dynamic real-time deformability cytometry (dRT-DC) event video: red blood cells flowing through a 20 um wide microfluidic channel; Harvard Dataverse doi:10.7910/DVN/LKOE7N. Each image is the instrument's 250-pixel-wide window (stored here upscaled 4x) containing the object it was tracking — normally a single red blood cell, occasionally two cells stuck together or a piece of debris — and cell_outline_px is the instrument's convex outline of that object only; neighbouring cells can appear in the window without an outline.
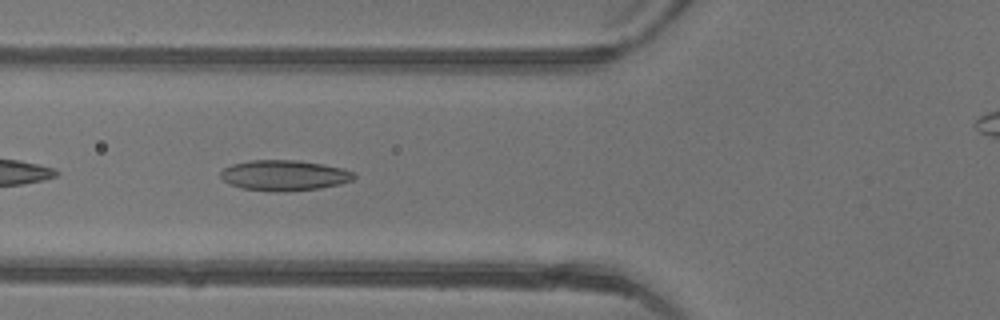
{"species": "common noctule bat (a hibernating species)", "species_latin": "Nyctalus noctula", "temperature_condition": "warm", "stored_images_in_passage": 43, "camera_frame_rate_fps": 3000, "um_per_image_px": 0.085, "animal": {"sex": "female"}, "frame": {"image": 1, "passage_image": 18, "time_ms": 5.667, "image_size_px": [1000, 320], "cell_outline_px": [[356, 176], [352, 180], [340, 184], [320, 188], [276, 192], [244, 188], [232, 184], [224, 180], [220, 176], [220, 172], [224, 168], [232, 164], [252, 160], [296, 160], [324, 164], [344, 168], [356, 172]], "centroid_in_image_um": [24.21, 14.89], "position_along_channel_um": 101.6, "area_um2": 23.64}}
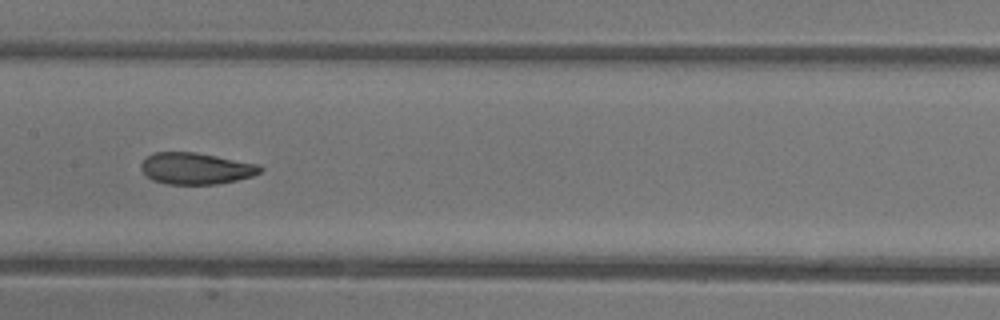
{"frame": {"image": 2, "passage_image": 24, "time_ms": 7.667, "image_size_px": [1000, 320], "cell_outline_px": [[264, 168], [260, 172], [252, 176], [236, 180], [216, 184], [168, 184], [152, 180], [140, 168], [140, 164], [148, 156], [156, 152], [196, 152], [260, 164]], "centroid_in_image_um": [16.68, 14.31], "position_along_channel_um": 190.7, "area_um2": 21.85}}
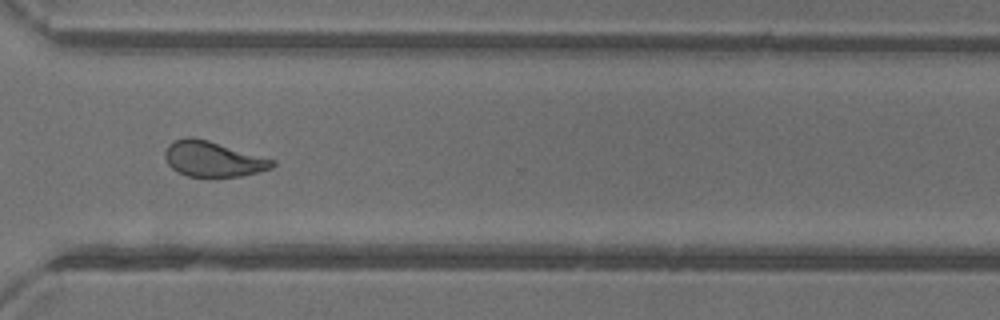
{"frame": {"image": 3, "passage_image": 35, "time_ms": 11.333, "image_size_px": [1000, 320], "cell_outline_px": [[276, 164], [272, 168], [240, 176], [188, 176], [172, 168], [168, 164], [164, 156], [164, 152], [168, 144], [176, 140], [188, 136], [192, 136], [208, 140], [276, 160]], "centroid_in_image_um": [18.1, 13.5], "position_along_channel_um": 352.5, "area_um2": 21.96}, "authors_computed_cell_mechanics": {"area_um2": 22.9466, "velocity_mm_per_s": 4.4207, "shape_relaxation_time_tau1_ms": 6.3825, "shape_relaxation_time_tau2_ms": 1.3799, "deformation_change_tau1": 0.1797, "deformation_change_tau2": 0.0841}}